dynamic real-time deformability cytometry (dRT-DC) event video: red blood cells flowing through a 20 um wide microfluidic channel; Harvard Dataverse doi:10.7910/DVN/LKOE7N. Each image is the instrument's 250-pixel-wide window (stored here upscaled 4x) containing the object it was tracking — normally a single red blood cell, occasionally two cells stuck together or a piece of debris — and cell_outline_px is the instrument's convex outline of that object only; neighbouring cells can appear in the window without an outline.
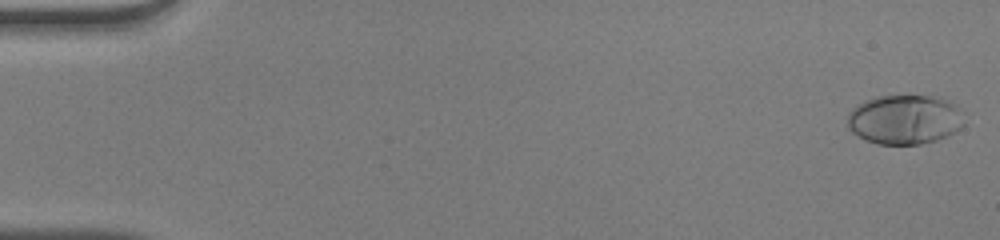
{"species": "human", "species_latin": "Homo sapiens", "temperature_condition": "warm", "stored_images_in_passage": 51, "camera_frame_rate_fps": 3000, "um_per_image_px": 0.085, "donor": {"sex": "male"}, "frame": {"image": 1, "passage_image": 1, "time_ms": 0.0, "image_size_px": [1000, 240], "cell_outline_px": [[964, 124], [956, 132], [948, 136], [936, 140], [920, 144], [876, 144], [864, 140], [852, 132], [848, 128], [848, 112], [856, 104], [876, 96], [932, 96], [948, 100], [956, 104]], "centroid_in_image_um": [76.87, 10.16], "position_along_channel_um": 8.1, "area_um2": 33.81}}
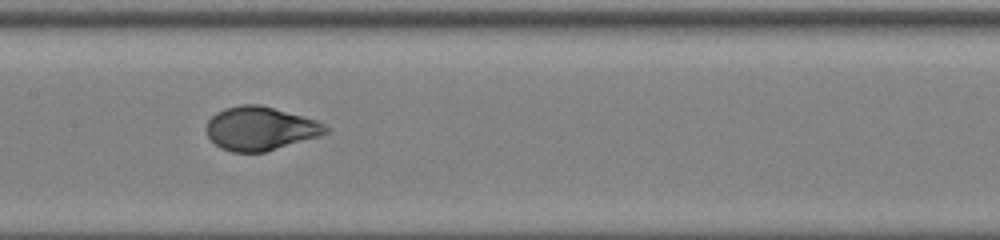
{"frame": {"image": 2, "passage_image": 26, "time_ms": 8.333, "image_size_px": [1000, 240], "cell_outline_px": [[328, 132], [320, 136], [264, 152], [232, 152], [220, 148], [208, 136], [204, 128], [208, 120], [216, 112], [224, 108], [240, 104], [260, 104], [316, 120], [324, 124], [328, 128]], "centroid_in_image_um": [22.09, 10.92], "position_along_channel_um": 185.3, "area_um2": 30.35}}
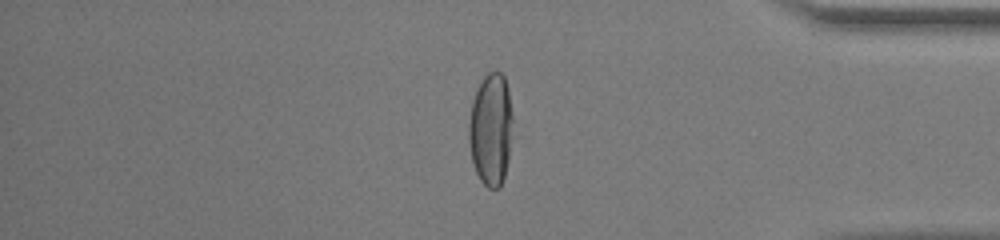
{"frame": {"image": 3, "passage_image": 43, "time_ms": 14.0, "image_size_px": [1000, 240], "cell_outline_px": [[512, 120], [508, 160], [504, 176], [500, 188], [488, 188], [480, 180], [476, 172], [472, 160], [468, 140], [468, 124], [472, 100], [476, 88], [480, 80], [488, 72], [500, 72], [504, 76], [508, 88], [512, 116]], "centroid_in_image_um": [41.69, 10.97], "position_along_channel_um": 393.5, "area_um2": 28.84}, "authors_computed_cell_mechanics": {"area_um2": 31.1542, "velocity_mm_per_s": 4.0898, "shape_relaxation_time_tau1_ms": 3.7038, "shape_relaxation_time_tau2_ms": null, "deformation_change_tau1": 0.2376, "deformation_change_tau2": null}}